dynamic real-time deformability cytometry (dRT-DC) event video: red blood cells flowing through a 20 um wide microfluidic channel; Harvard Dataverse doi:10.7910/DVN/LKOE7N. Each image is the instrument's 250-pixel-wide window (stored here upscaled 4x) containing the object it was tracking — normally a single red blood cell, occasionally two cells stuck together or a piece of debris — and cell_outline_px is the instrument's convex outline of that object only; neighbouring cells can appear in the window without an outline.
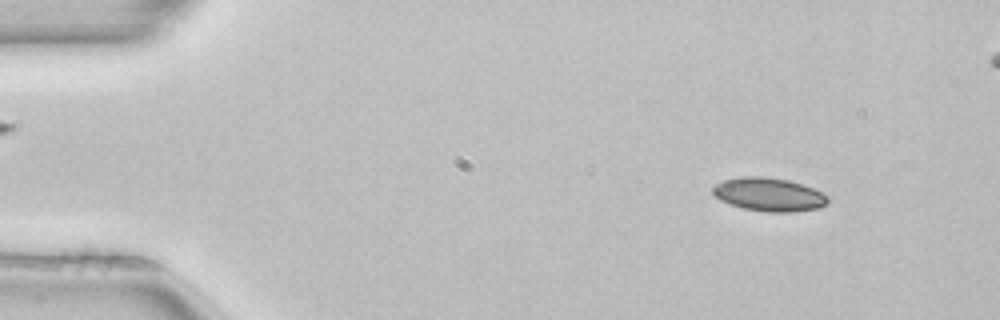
{"species": "common noctule bat (a hibernating species)", "species_latin": "Nyctalus noctula", "temperature_condition": "room temperature", "stored_images_in_passage": 52, "segment_of_instrument_passage": [1, 2], "camera_frame_rate_fps": 3000, "um_per_image_px": 0.085, "animal": {"sex": "female", "body_mass_g": 22.7, "forearm_length_mm": 54.2}, "frame": {"image": 1, "passage_image": 5, "time_ms": 1.333, "image_size_px": [1000, 320], "cell_outline_px": [[828, 204], [820, 208], [792, 212], [768, 212], [744, 208], [720, 200], [712, 192], [712, 188], [716, 184], [724, 180], [740, 176], [764, 176], [788, 180], [804, 184], [828, 196]], "centroid_in_image_um": [65.38, 16.52], "position_along_channel_um": 19.6, "area_um2": 22.43}}
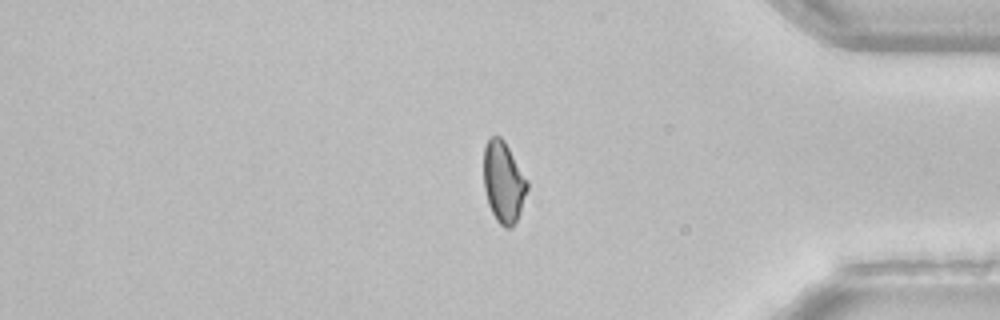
{"frame": {"image": 2, "passage_image": 42, "time_ms": 13.667, "image_size_px": [1000, 320], "cell_outline_px": [[528, 188], [520, 212], [512, 228], [504, 228], [496, 220], [488, 204], [484, 188], [484, 144], [488, 136], [500, 136], [504, 140], [528, 180]], "centroid_in_image_um": [42.79, 15.46], "position_along_channel_um": 392.4, "area_um2": 20.75}}